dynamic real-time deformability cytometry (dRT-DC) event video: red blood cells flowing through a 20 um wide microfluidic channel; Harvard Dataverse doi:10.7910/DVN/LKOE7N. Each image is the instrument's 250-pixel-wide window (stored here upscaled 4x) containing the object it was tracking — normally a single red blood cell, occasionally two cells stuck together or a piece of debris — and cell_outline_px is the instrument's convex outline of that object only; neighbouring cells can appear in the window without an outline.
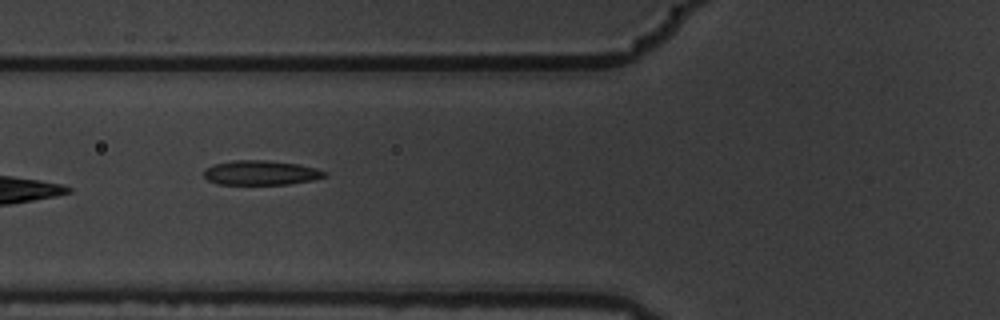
{"species": "common noctule bat (a hibernating species)", "species_latin": "Nyctalus noctula", "temperature_condition": "warm", "stored_images_in_passage": 8, "camera_frame_rate_fps": 3000, "um_per_image_px": 0.085, "animal": {"sex": "male", "body_mass_g": 19.5, "forearm_length_mm": 54.6}, "frame": {"image": 1, "passage_image": 7, "time_ms": 2.0, "image_size_px": [1000, 320], "cell_outline_px": [[328, 176], [312, 180], [288, 184], [216, 184], [208, 180], [204, 176], [204, 168], [212, 164], [236, 160], [268, 160], [300, 164], [316, 168], [328, 172]], "centroid_in_image_um": [22.18, 14.67], "position_along_channel_um": 103.6, "area_um2": 17.46}}
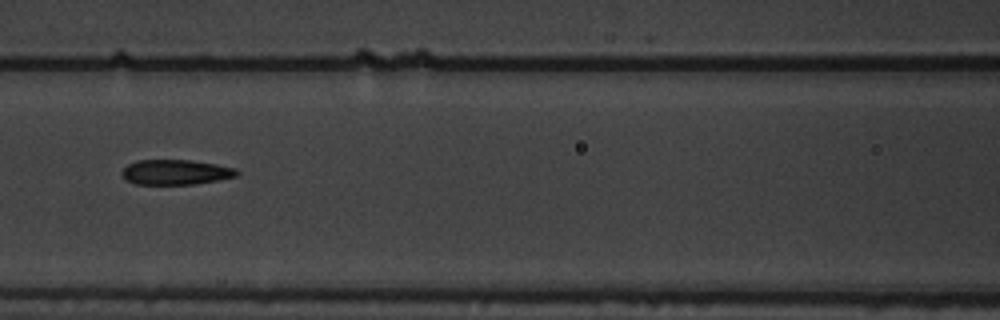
{"frame": {"image": 2, "passage_image": 8, "time_ms": 2.333, "image_size_px": [1000, 320], "cell_outline_px": [[240, 172], [236, 176], [220, 180], [192, 184], [136, 184], [128, 180], [120, 172], [128, 164], [136, 160], [192, 160], [216, 164], [236, 168]], "centroid_in_image_um": [14.96, 14.62], "position_along_channel_um": 151.6, "area_um2": 16.76}}